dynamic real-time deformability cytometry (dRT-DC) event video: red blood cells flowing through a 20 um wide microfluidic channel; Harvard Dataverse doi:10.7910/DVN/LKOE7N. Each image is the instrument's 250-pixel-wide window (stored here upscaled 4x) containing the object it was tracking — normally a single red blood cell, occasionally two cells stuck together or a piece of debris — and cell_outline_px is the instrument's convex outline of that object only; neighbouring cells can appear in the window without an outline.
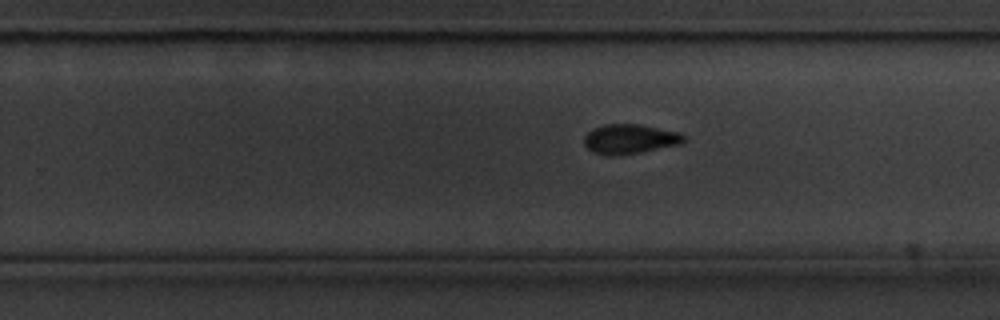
{"species": "common noctule bat (a hibernating species)", "species_latin": "Nyctalus noctula", "temperature_condition": "cold", "stored_images_in_passage": 42, "camera_frame_rate_fps": 3000, "um_per_image_px": 0.085, "animal": {"sex": "male", "body_mass_g": 20.1, "forearm_length_mm": 53.5}, "frame": {"image": 1, "passage_image": 23, "time_ms": 7.333, "image_size_px": [1000, 320], "cell_outline_px": [[684, 140], [680, 144], [640, 152], [608, 156], [592, 152], [584, 144], [584, 136], [592, 128], [604, 124], [640, 124], [680, 132], [684, 136]], "centroid_in_image_um": [53.5, 11.8], "position_along_channel_um": 276.3, "area_um2": 17.17}}
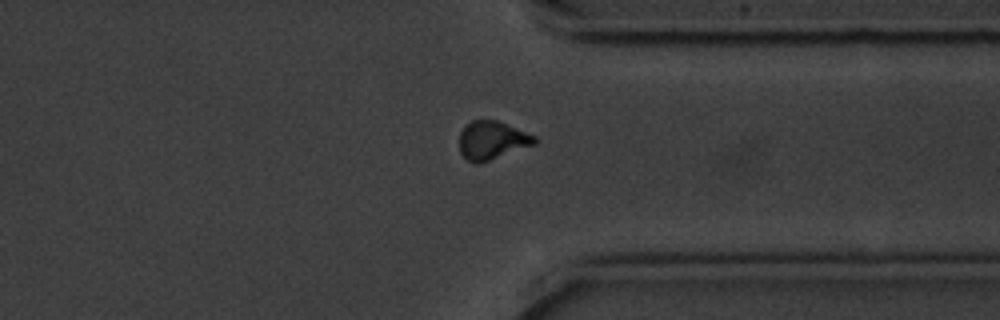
{"frame": {"image": 2, "passage_image": 31, "time_ms": 10.0, "image_size_px": [1000, 320], "cell_outline_px": [[536, 144], [480, 164], [476, 164], [468, 160], [460, 152], [460, 132], [472, 120], [496, 120], [536, 136]], "centroid_in_image_um": [41.83, 11.94], "position_along_channel_um": 369.6, "area_um2": 16.7}}
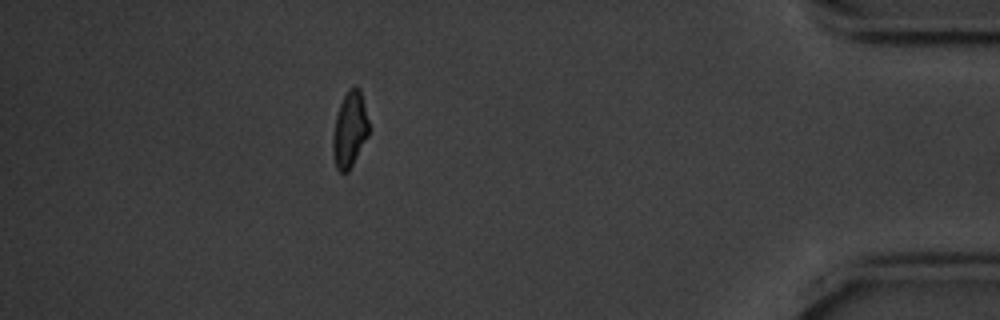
{"frame": {"image": 3, "passage_image": 38, "time_ms": 12.333, "image_size_px": [1000, 320], "cell_outline_px": [[368, 136], [348, 172], [340, 172], [336, 168], [332, 152], [332, 136], [336, 116], [340, 104], [348, 88], [352, 84], [356, 84], [360, 88], [368, 120]], "centroid_in_image_um": [29.71, 10.98], "position_along_channel_um": 405.5, "area_um2": 15.95}, "authors_computed_cell_mechanics": {"area_um2": 16.9354, "velocity_mm_per_s": 3.5542, "shape_relaxation_time_tau1_ms": 4.3075, "shape_relaxation_time_tau2_ms": null, "deformation_change_tau1": 0.1235, "deformation_change_tau2": null}}